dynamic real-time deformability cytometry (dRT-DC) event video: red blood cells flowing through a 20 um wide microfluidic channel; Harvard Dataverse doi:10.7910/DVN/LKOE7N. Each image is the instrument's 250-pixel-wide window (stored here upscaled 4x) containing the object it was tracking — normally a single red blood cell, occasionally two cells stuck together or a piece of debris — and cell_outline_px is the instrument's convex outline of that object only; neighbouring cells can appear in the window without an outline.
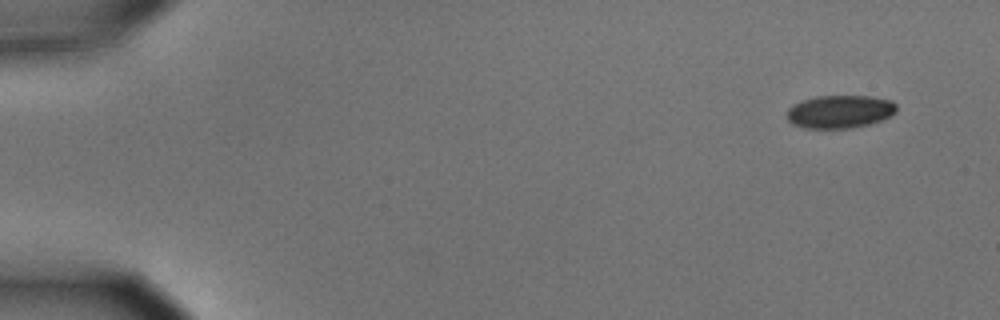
{"species": "common noctule bat (a hibernating species)", "species_latin": "Nyctalus noctula", "temperature_condition": "cold", "stored_images_in_passage": 6, "camera_frame_rate_fps": 3000, "um_per_image_px": 0.085, "animal": {"sex": "male", "body_mass_g": 15.6}, "frame": {"image": 1, "passage_image": 1, "time_ms": 0.0, "image_size_px": [1000, 320], "cell_outline_px": [[896, 112], [892, 116], [868, 124], [852, 128], [804, 128], [792, 124], [788, 120], [788, 108], [792, 104], [816, 96], [872, 96], [892, 100], [896, 104]], "centroid_in_image_um": [71.4, 9.48], "position_along_channel_um": 13.6, "area_um2": 21.15}}
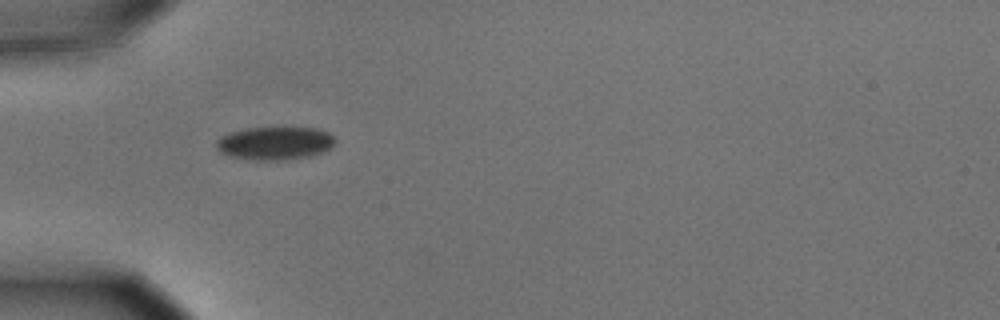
{"frame": {"image": 2, "passage_image": 5, "time_ms": 1.333, "image_size_px": [1000, 320], "cell_outline_px": [[336, 140], [332, 148], [324, 152], [308, 156], [284, 160], [260, 160], [232, 156], [220, 152], [216, 148], [216, 140], [220, 136], [232, 132], [248, 128], [316, 128], [328, 132]], "centroid_in_image_um": [23.39, 12.17], "position_along_channel_um": 61.6, "area_um2": 22.77}}
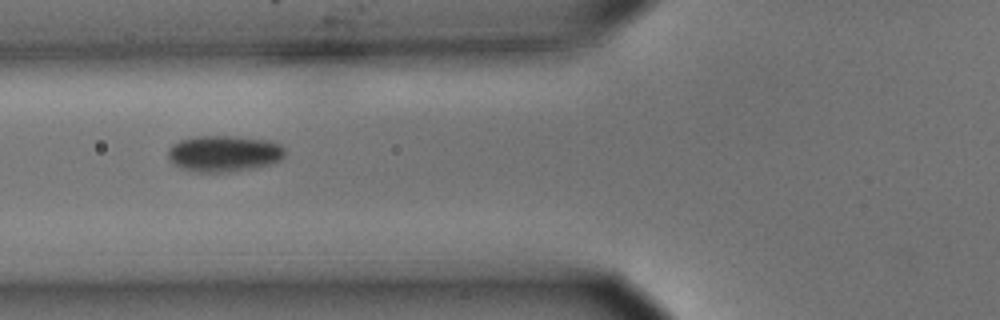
{"frame": {"image": 3, "passage_image": 6, "time_ms": 1.667, "image_size_px": [1000, 320], "cell_outline_px": [[284, 156], [280, 160], [272, 164], [256, 168], [232, 172], [196, 172], [180, 168], [172, 164], [168, 160], [168, 148], [172, 144], [180, 140], [196, 136], [236, 136], [268, 140], [280, 144], [284, 148]], "centroid_in_image_um": [19.02, 13.06], "position_along_channel_um": 106.8, "area_um2": 25.14}}